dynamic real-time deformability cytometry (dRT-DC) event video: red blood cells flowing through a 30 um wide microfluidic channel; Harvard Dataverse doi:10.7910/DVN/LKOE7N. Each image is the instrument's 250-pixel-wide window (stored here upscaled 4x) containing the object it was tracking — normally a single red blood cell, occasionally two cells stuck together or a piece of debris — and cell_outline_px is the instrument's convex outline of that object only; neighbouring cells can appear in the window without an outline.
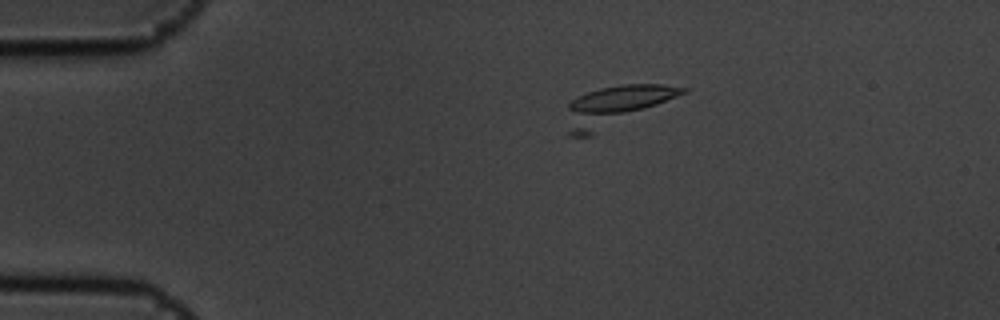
{"species": "common noctule bat (a hibernating species)", "species_latin": "Nyctalus noctula", "temperature_condition": "cold", "stored_images_in_passage": 52, "camera_frame_rate_fps": 3000, "um_per_image_px": 0.085, "animal": {"sex": "male", "body_mass_g": 19.5, "forearm_length_mm": 54.6}, "frame": {"image": 1, "passage_image": 7, "time_ms": 2.0, "image_size_px": [1000, 320], "cell_outline_px": [[688, 92], [592, 136], [568, 136], [568, 104], [576, 96], [600, 88], [620, 84], [664, 84], [688, 88]], "centroid_in_image_um": [52.34, 9.0], "position_along_channel_um": 32.7, "area_um2": 26.88}}
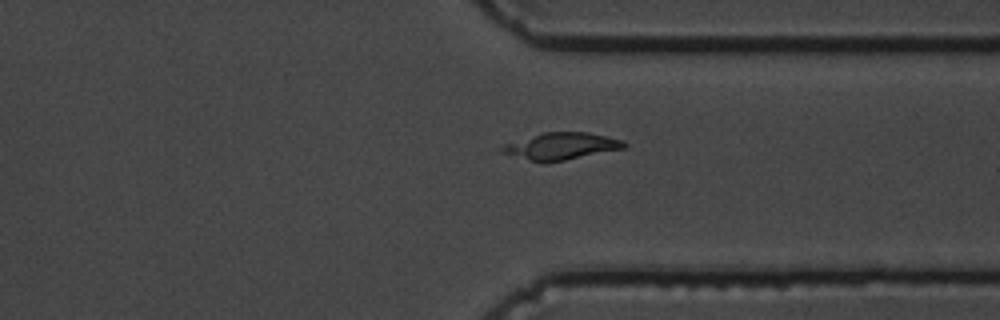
{"frame": {"image": 2, "passage_image": 39, "time_ms": 12.667, "image_size_px": [1000, 320], "cell_outline_px": [[628, 144], [624, 148], [544, 164], [540, 164], [500, 152], [500, 148], [504, 144], [544, 132], [588, 132], [608, 136], [624, 140]], "centroid_in_image_um": [47.68, 12.43], "position_along_channel_um": 363.7, "area_um2": 19.31}}
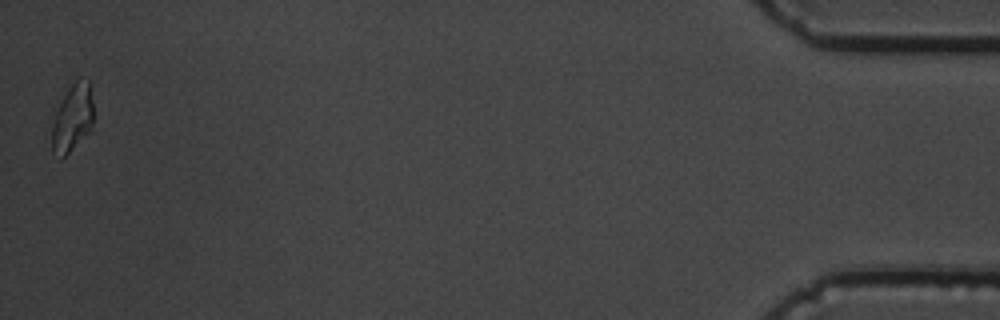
{"frame": {"image": 3, "passage_image": 52, "time_ms": 17.0, "image_size_px": [1000, 320], "cell_outline_px": [[92, 132], [60, 160], [52, 152], [52, 128], [56, 112], [68, 88], [76, 80], [88, 80], [92, 100]], "centroid_in_image_um": [6.17, 10.11], "position_along_channel_um": 429.0, "area_um2": 16.24}}